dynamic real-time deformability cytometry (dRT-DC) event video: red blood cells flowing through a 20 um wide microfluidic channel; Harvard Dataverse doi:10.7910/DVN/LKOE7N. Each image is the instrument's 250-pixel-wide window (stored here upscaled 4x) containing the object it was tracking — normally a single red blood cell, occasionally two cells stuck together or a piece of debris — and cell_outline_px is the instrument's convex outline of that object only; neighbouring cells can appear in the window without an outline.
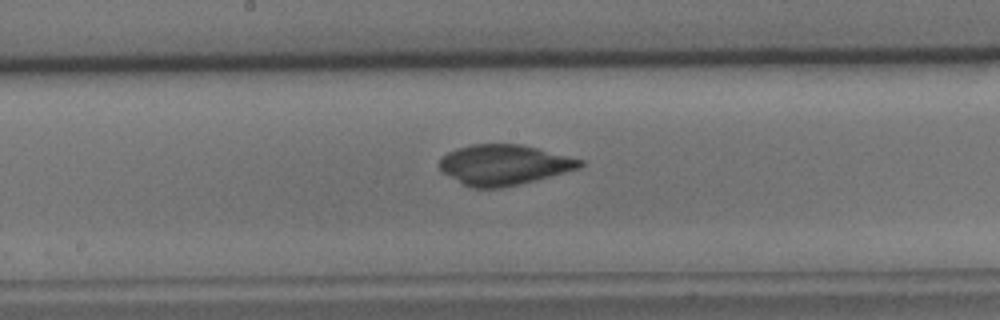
{"species": "common noctule bat (a hibernating species)", "species_latin": "Nyctalus noctula", "temperature_condition": "cold", "stored_images_in_passage": 35, "camera_frame_rate_fps": 3000, "um_per_image_px": 0.085, "animal": {"sex": "male", "body_mass_g": 15.6}, "frame": {"image": 1, "passage_image": 12, "time_ms": 3.667, "image_size_px": [1000, 320], "cell_outline_px": [[584, 164], [580, 168], [536, 180], [504, 188], [472, 188], [440, 172], [440, 156], [456, 148], [472, 144], [520, 144], [584, 160]], "centroid_in_image_um": [42.81, 14.01], "position_along_channel_um": 205.4, "area_um2": 33.06}}
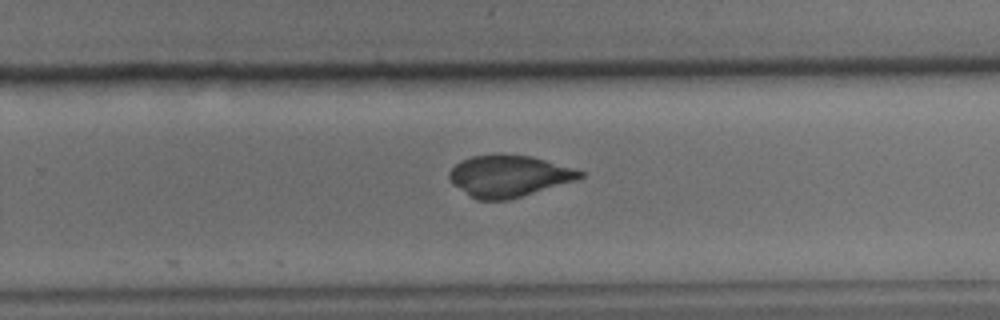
{"frame": {"image": 2, "passage_image": 19, "time_ms": 6.0, "image_size_px": [1000, 320], "cell_outline_px": [[584, 176], [576, 180], [508, 200], [476, 200], [452, 184], [448, 176], [448, 172], [460, 160], [472, 156], [496, 152], [500, 152], [528, 156], [544, 160], [572, 168], [584, 172]], "centroid_in_image_um": [43.19, 14.94], "position_along_channel_um": 286.6, "area_um2": 31.85}}
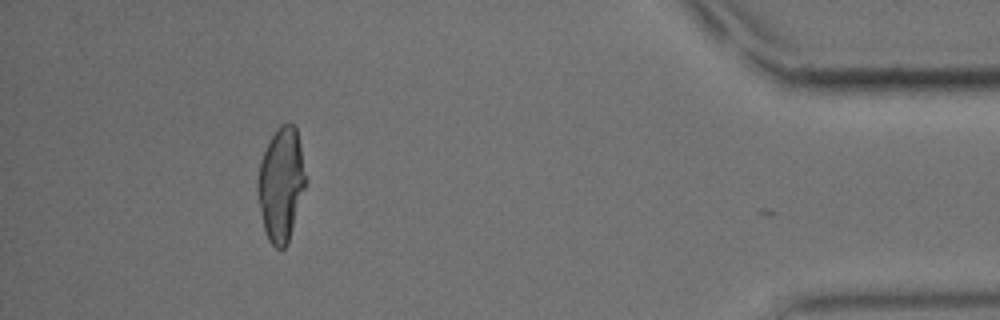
{"frame": {"image": 3, "passage_image": 34, "time_ms": 11.0, "image_size_px": [1000, 320], "cell_outline_px": [[308, 180], [288, 244], [284, 248], [276, 248], [268, 240], [264, 228], [256, 192], [256, 180], [260, 160], [276, 128], [280, 124], [288, 120], [296, 128], [308, 176]], "centroid_in_image_um": [23.91, 15.64], "position_along_channel_um": 411.3, "area_um2": 32.48}}